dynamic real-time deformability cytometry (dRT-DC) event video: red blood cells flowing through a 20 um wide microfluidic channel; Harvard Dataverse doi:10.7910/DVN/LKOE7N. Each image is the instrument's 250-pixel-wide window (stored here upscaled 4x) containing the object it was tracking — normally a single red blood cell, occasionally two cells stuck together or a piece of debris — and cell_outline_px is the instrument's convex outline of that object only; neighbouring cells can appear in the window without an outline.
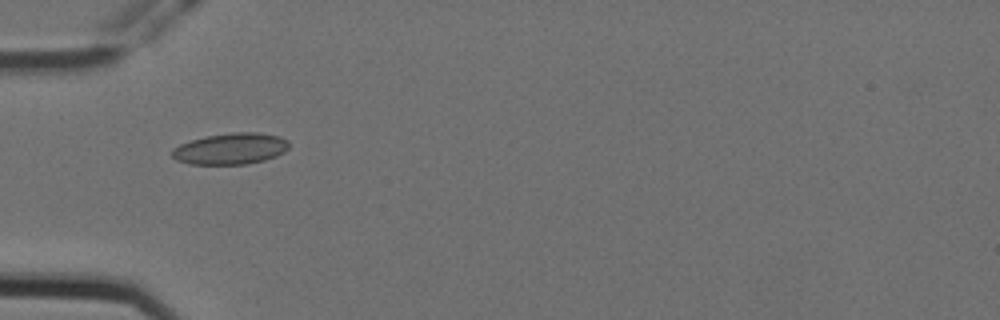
{"species": "Egyptian fruit bat (a non-hibernating species)", "species_latin": "Rousettus aegyptiacus", "temperature_condition": "cold", "stored_images_in_passage": 7, "camera_frame_rate_fps": 3000, "um_per_image_px": 0.085, "animal": {"sex": "female"}, "frame": {"image": 1, "passage_image": 2, "time_ms": 0.333, "image_size_px": [1000, 320], "cell_outline_px": [[288, 148], [284, 152], [276, 156], [264, 160], [244, 164], [192, 164], [176, 160], [172, 156], [172, 148], [180, 144], [204, 136], [232, 132], [256, 132], [280, 136], [288, 140]], "centroid_in_image_um": [19.6, 12.63], "position_along_channel_um": 65.4, "area_um2": 21.33}}
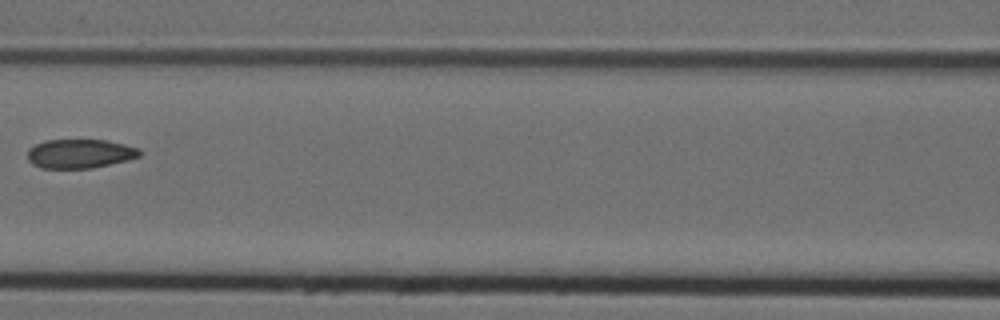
{"frame": {"image": 2, "passage_image": 4, "time_ms": 1.0, "image_size_px": [1000, 320], "cell_outline_px": [[140, 156], [128, 160], [92, 168], [40, 168], [32, 164], [28, 160], [28, 148], [44, 140], [108, 140], [140, 148]], "centroid_in_image_um": [6.78, 13.06], "position_along_channel_um": 159.8, "area_um2": 19.07}}
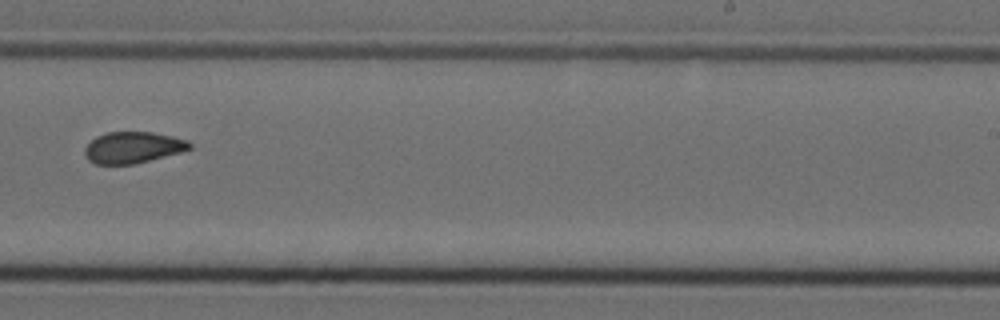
{"frame": {"image": 3, "passage_image": 7, "time_ms": 2.0, "image_size_px": [1000, 320], "cell_outline_px": [[192, 148], [180, 152], [136, 164], [96, 164], [88, 160], [84, 156], [84, 148], [96, 136], [108, 132], [152, 132], [172, 136], [188, 140], [192, 144]], "centroid_in_image_um": [11.29, 12.54], "position_along_channel_um": 277.7, "area_um2": 19.25}}